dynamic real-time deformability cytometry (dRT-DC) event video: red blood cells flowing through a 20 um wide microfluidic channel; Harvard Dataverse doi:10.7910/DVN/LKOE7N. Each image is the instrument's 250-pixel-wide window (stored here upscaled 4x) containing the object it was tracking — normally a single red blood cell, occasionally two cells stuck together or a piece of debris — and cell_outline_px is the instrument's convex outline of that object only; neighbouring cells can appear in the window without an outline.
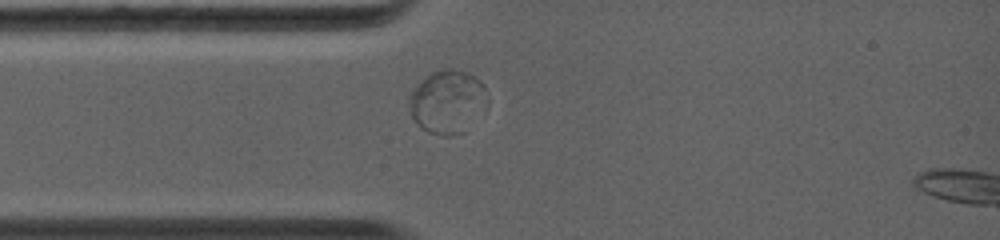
{"species": "common noctule bat (a hibernating species)", "species_latin": "Nyctalus noctula", "temperature_condition": "warm", "stored_images_in_passage": 35, "segment_of_instrument_passage": [1, 2], "camera_frame_rate_fps": 5000, "um_per_image_px": 0.085, "animal": {"sex": "female", "body_mass_g": 19.0, "forearm_length_mm": 56.7}, "frame": {"image": 1, "passage_image": 10, "time_ms": 2.8, "image_size_px": [1000, 240], "cell_outline_px": [[488, 108], [464, 132], [452, 136], [444, 136], [428, 132], [412, 116], [408, 104], [408, 96], [424, 76], [432, 72], [448, 68], [460, 68], [468, 72], [480, 80], [484, 84], [488, 100]], "centroid_in_image_um": [38.09, 8.62], "position_along_channel_um": 46.9, "area_um2": 29.42}}
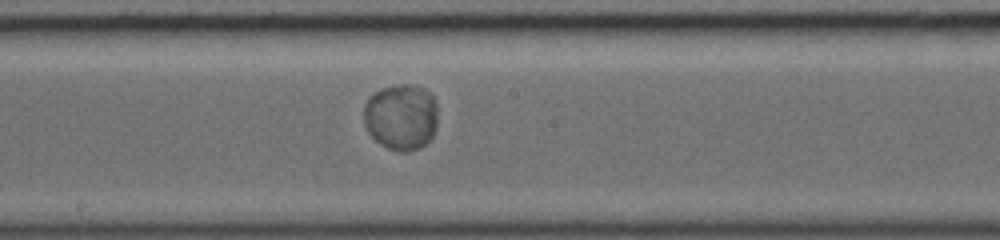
{"frame": {"image": 2, "passage_image": 21, "time_ms": 6.8, "image_size_px": [1000, 240], "cell_outline_px": [[436, 124], [432, 136], [420, 148], [408, 152], [400, 152], [388, 148], [376, 140], [368, 132], [364, 124], [364, 104], [368, 96], [372, 92], [384, 88], [400, 84], [408, 84], [424, 88], [432, 92], [436, 104]], "centroid_in_image_um": [34.08, 9.92], "position_along_channel_um": 214.1, "area_um2": 28.73}}
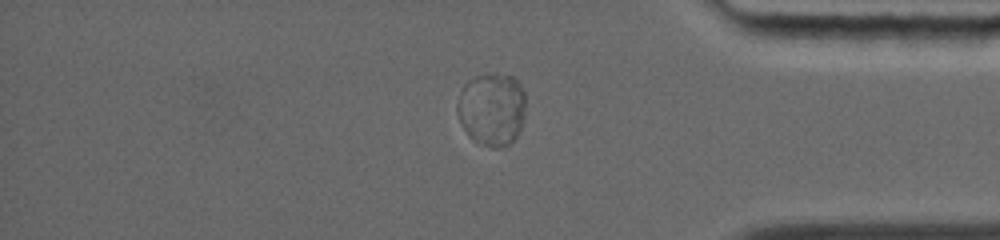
{"frame": {"image": 3, "passage_image": 30, "time_ms": 11.4, "image_size_px": [1000, 240], "cell_outline_px": [[524, 116], [520, 128], [516, 136], [508, 144], [496, 148], [492, 148], [484, 144], [472, 136], [464, 128], [456, 112], [456, 100], [464, 84], [476, 76], [492, 72], [512, 76], [520, 84], [524, 92]], "centroid_in_image_um": [41.8, 9.22], "position_along_channel_um": 393.4, "area_um2": 28.84}}